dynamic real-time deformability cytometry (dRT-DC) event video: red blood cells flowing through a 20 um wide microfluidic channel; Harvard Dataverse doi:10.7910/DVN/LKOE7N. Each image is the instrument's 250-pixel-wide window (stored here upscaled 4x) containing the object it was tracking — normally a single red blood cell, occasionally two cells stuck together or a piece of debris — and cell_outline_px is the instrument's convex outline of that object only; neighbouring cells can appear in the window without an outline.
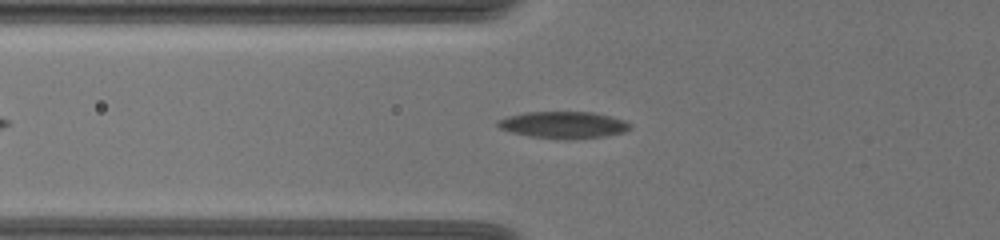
{"species": "common noctule bat (a hibernating species)", "species_latin": "Nyctalus noctula", "temperature_condition": "warm", "stored_images_in_passage": 47, "camera_frame_rate_fps": 3000, "um_per_image_px": 0.085, "animal": {"sex": "female", "body_mass_g": 19.5, "forearm_length_mm": 54.1}, "frame": {"image": 1, "passage_image": 7, "time_ms": 2.0, "image_size_px": [1000, 240], "cell_outline_px": [[632, 124], [624, 132], [604, 136], [564, 140], [532, 136], [512, 132], [500, 128], [496, 124], [496, 120], [528, 112], [592, 112], [624, 120]], "centroid_in_image_um": [47.9, 10.62], "position_along_channel_um": 77.9, "area_um2": 20.35}}
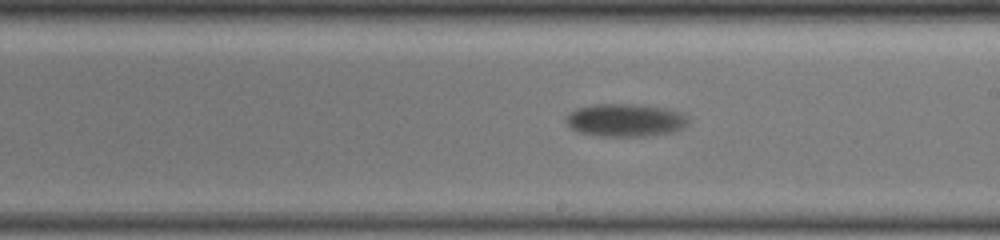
{"frame": {"image": 2, "passage_image": 22, "time_ms": 7.0, "image_size_px": [1000, 240], "cell_outline_px": [[684, 124], [676, 132], [648, 136], [596, 136], [580, 132], [572, 128], [568, 124], [568, 116], [572, 112], [580, 108], [596, 104], [624, 104], [656, 108], [676, 112], [684, 120]], "centroid_in_image_um": [53.07, 10.25], "position_along_channel_um": 235.9, "area_um2": 22.2}}
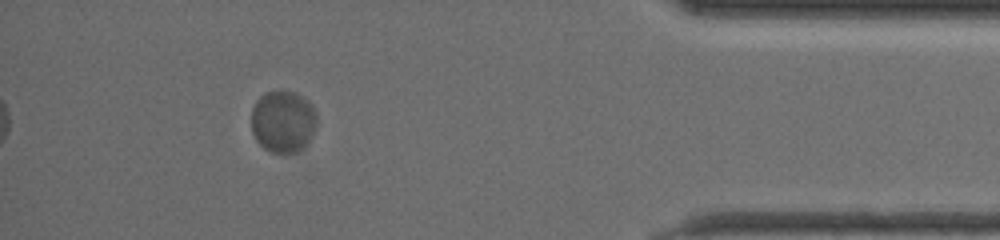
{"frame": {"image": 3, "passage_image": 42, "time_ms": 13.667, "image_size_px": [1000, 240], "cell_outline_px": [[316, 132], [300, 148], [292, 152], [272, 152], [264, 148], [256, 140], [252, 132], [252, 108], [256, 100], [260, 96], [276, 88], [296, 92], [308, 100], [312, 104], [316, 112]], "centroid_in_image_um": [24.06, 10.26], "position_along_channel_um": 411.1, "area_um2": 23.87}, "authors_computed_cell_mechanics": {"area_um2": 22.1374, "velocity_mm_per_s": 3.1928, "shape_relaxation_time_tau1_ms": 7.4762, "shape_relaxation_time_tau2_ms": null, "deformation_change_tau1": 0.2056, "deformation_change_tau2": null}}